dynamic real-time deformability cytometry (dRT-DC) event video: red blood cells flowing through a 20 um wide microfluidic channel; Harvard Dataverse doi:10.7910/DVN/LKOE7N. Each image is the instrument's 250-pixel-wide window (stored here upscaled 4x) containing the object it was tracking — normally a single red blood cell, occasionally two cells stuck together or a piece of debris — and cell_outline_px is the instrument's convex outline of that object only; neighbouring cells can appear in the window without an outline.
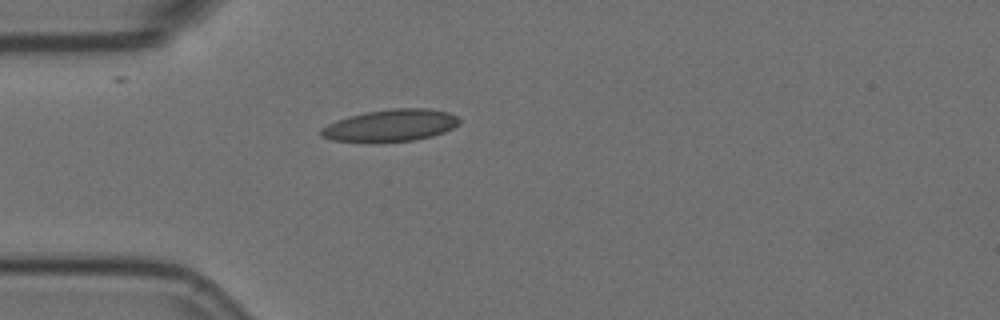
{"species": "Egyptian fruit bat (a non-hibernating species)", "species_latin": "Rousettus aegyptiacus", "temperature_condition": "room temperature", "stored_images_in_passage": 1, "camera_frame_rate_fps": 3000, "um_per_image_px": 0.085, "animal": {"sex": "female"}, "frame": {"image": 1, "passage_image": 1, "time_ms": 0.0, "image_size_px": [1000, 320], "cell_outline_px": [[460, 124], [444, 132], [432, 136], [412, 140], [368, 144], [332, 140], [320, 136], [320, 128], [336, 120], [348, 116], [364, 112], [392, 108], [428, 108], [448, 112], [456, 116], [460, 120]], "centroid_in_image_um": [33.15, 10.68], "position_along_channel_um": 51.9, "area_um2": 26.41}}